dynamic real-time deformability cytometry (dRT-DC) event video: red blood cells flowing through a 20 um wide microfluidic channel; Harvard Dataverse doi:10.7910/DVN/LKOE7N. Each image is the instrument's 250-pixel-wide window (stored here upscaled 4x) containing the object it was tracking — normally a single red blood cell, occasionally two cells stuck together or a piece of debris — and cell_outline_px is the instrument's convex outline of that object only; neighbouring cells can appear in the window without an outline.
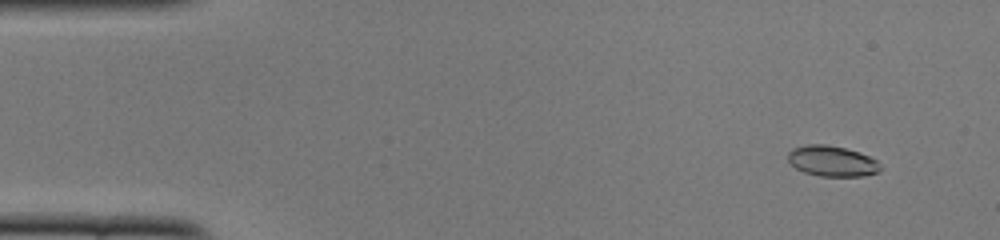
{"species": "common noctule bat (a hibernating species)", "species_latin": "Nyctalus noctula", "temperature_condition": "cold", "stored_images_in_passage": 16, "camera_frame_rate_fps": 3000, "um_per_image_px": 0.085, "animal": {"sex": "female", "body_mass_g": 22.0, "forearm_length_mm": 56.7}, "frame": {"image": 1, "passage_image": 4, "time_ms": 1.0, "image_size_px": [1000, 240], "cell_outline_px": [[884, 168], [880, 172], [864, 176], [820, 176], [804, 172], [796, 168], [788, 160], [788, 152], [792, 148], [808, 144], [824, 144], [844, 148], [860, 152], [876, 160]], "centroid_in_image_um": [70.76, 13.7], "position_along_channel_um": 14.2, "area_um2": 16.59}}
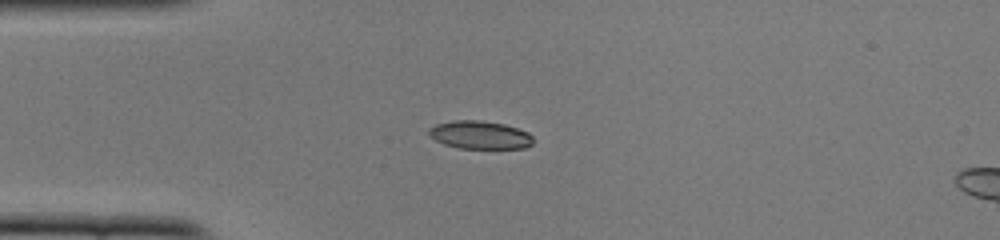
{"frame": {"image": 2, "passage_image": 13, "time_ms": 4.0, "image_size_px": [1000, 240], "cell_outline_px": [[532, 144], [524, 148], [460, 148], [444, 144], [428, 136], [428, 128], [436, 124], [452, 120], [480, 120], [504, 124], [528, 132], [532, 136]], "centroid_in_image_um": [40.75, 11.46], "position_along_channel_um": 44.2, "area_um2": 17.05}}